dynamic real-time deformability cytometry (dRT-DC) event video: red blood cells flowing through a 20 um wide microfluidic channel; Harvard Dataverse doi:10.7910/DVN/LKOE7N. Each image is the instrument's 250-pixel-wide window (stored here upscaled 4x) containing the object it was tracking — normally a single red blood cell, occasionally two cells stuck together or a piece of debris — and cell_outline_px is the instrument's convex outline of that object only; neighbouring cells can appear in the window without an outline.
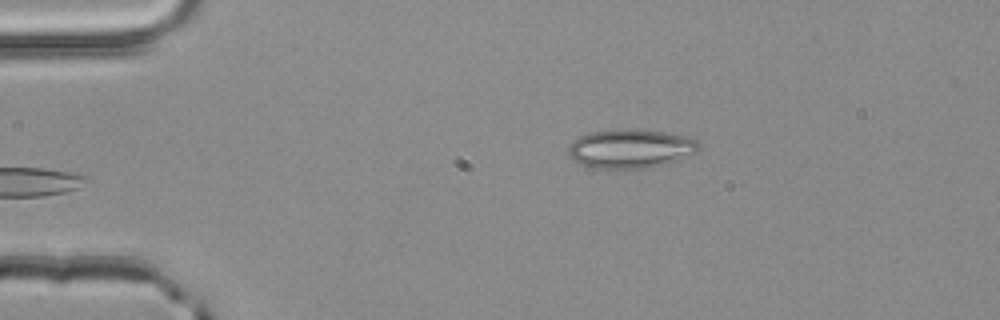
{"species": "common noctule bat (a hibernating species)", "species_latin": "Nyctalus noctula", "temperature_condition": "room temperature", "stored_images_in_passage": 2, "camera_frame_rate_fps": 3000, "um_per_image_px": 0.085, "animal": {"sex": "male", "body_mass_g": 20.4}, "frame": {"image": 1, "passage_image": 2, "time_ms": 0.333, "image_size_px": [1000, 320], "cell_outline_px": [[700, 148], [696, 152], [668, 164], [652, 168], [592, 168], [580, 164], [572, 160], [568, 156], [568, 148], [580, 136], [588, 132], [628, 128], [640, 128], [692, 136], [700, 144]], "centroid_in_image_um": [53.64, 12.62], "position_along_channel_um": 31.4, "area_um2": 30.23}}